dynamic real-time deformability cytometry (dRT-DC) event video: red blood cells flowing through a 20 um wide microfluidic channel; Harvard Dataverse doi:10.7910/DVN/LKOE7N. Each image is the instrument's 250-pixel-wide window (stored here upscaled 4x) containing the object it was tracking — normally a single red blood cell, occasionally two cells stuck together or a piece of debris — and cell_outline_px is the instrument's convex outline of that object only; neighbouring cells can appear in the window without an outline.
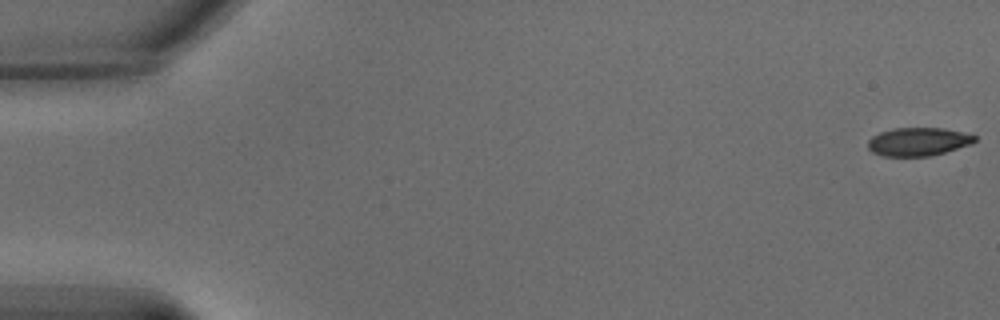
{"species": "common noctule bat (a hibernating species)", "species_latin": "Nyctalus noctula", "temperature_condition": "warm", "stored_images_in_passage": 64, "camera_frame_rate_fps": 3000, "um_per_image_px": 0.085, "animal": {"sex": "male", "body_mass_g": 15.6}, "frame": {"image": 1, "passage_image": 1, "time_ms": 0.0, "image_size_px": [1000, 320], "cell_outline_px": [[976, 140], [972, 144], [944, 152], [928, 156], [884, 156], [872, 152], [868, 148], [868, 140], [872, 136], [880, 132], [892, 128], [944, 128], [976, 136]], "centroid_in_image_um": [78.02, 12.04], "position_along_channel_um": 7.0, "area_um2": 17.51}}
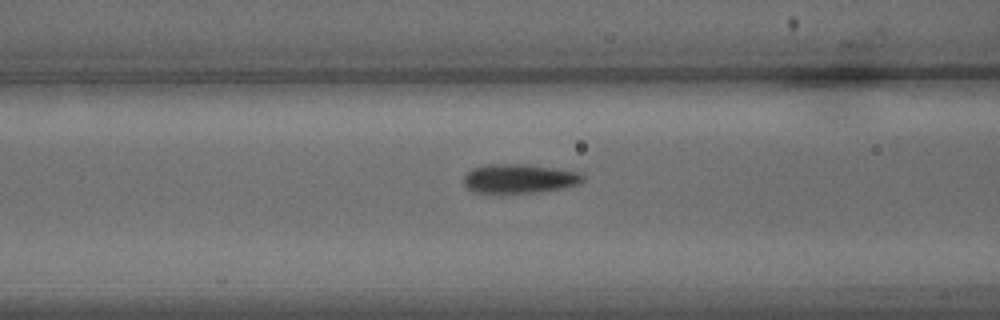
{"frame": {"image": 2, "passage_image": 26, "time_ms": 8.333, "image_size_px": [1000, 320], "cell_outline_px": [[584, 180], [580, 184], [564, 188], [540, 192], [472, 192], [464, 184], [464, 176], [472, 168], [484, 164], [524, 164], [556, 168], [580, 172], [584, 176]], "centroid_in_image_um": [44.17, 15.17], "position_along_channel_um": 122.4, "area_um2": 20.29}}
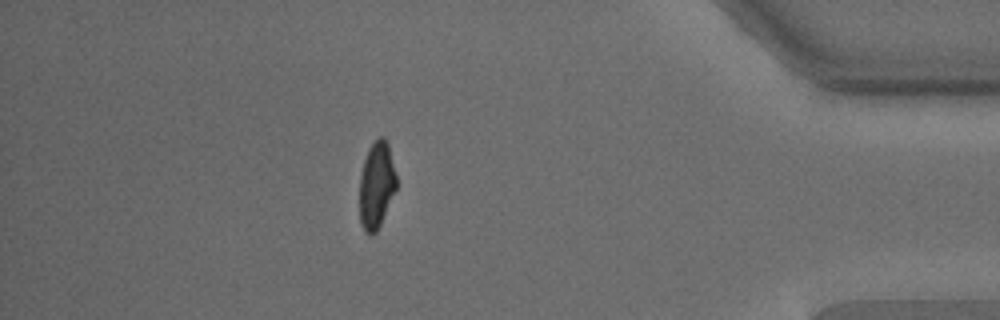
{"frame": {"image": 3, "passage_image": 56, "time_ms": 18.333, "image_size_px": [1000, 320], "cell_outline_px": [[396, 188], [380, 224], [376, 232], [372, 236], [368, 236], [364, 232], [360, 220], [360, 172], [368, 148], [380, 136], [384, 136], [388, 144], [396, 172]], "centroid_in_image_um": [31.99, 15.74], "position_along_channel_um": 403.2, "area_um2": 18.61}, "authors_computed_cell_mechanics": {"area_um2": 19.941, "velocity_mm_per_s": 3.221, "shape_relaxation_time_tau1_ms": 3.138, "shape_relaxation_time_tau2_ms": 1.1778, "deformation_change_tau1": 0.1627, "deformation_change_tau2": 0.082}}